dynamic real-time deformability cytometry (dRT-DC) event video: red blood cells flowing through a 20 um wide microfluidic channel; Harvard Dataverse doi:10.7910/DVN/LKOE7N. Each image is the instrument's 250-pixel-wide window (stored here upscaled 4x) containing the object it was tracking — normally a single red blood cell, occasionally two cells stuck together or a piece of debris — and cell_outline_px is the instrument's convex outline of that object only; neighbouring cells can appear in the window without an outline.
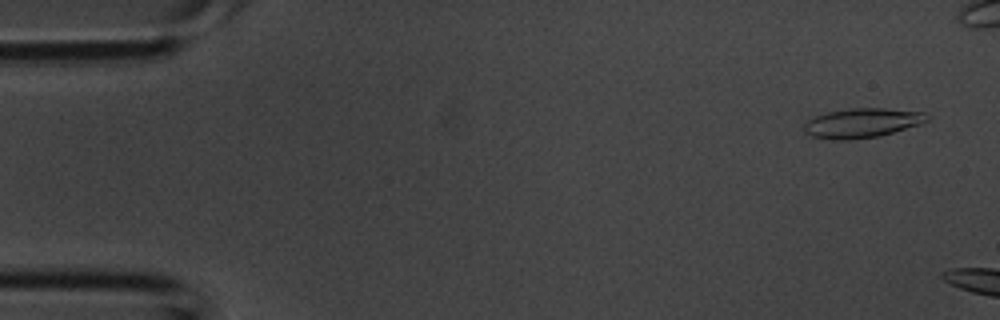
{"species": "common noctule bat (a hibernating species)", "species_latin": "Nyctalus noctula", "temperature_condition": "room temperature", "stored_images_in_passage": 3, "camera_frame_rate_fps": 3000, "um_per_image_px": 0.085, "animal": {"sex": "male", "body_mass_g": 20.1, "forearm_length_mm": 53.5}, "frame": {"image": 1, "passage_image": 1, "time_ms": 0.0, "image_size_px": [1000, 320], "cell_outline_px": [[928, 120], [920, 124], [880, 136], [848, 140], [832, 140], [812, 136], [804, 132], [804, 124], [812, 116], [824, 112], [852, 108], [884, 108], [924, 112], [928, 116]], "centroid_in_image_um": [73.23, 10.45], "position_along_channel_um": 11.8, "area_um2": 21.27}}